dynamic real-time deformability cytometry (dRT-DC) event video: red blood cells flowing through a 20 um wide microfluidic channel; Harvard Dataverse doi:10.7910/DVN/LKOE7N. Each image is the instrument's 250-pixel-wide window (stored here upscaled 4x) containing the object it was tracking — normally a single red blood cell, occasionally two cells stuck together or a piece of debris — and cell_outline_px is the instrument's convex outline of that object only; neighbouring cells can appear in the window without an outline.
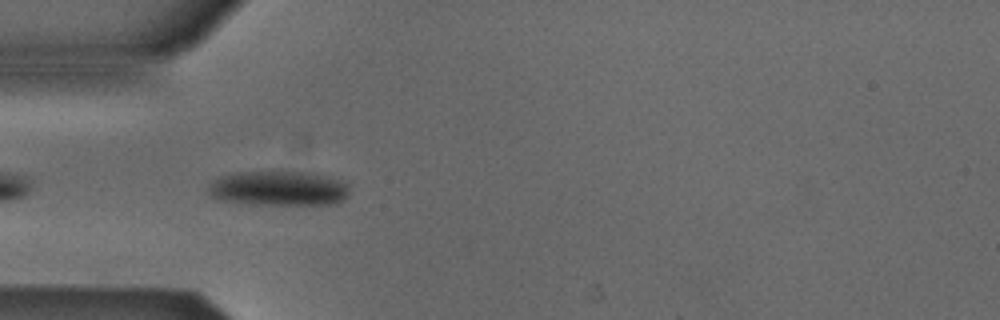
{"species": "Egyptian fruit bat (a non-hibernating species)", "species_latin": "Rousettus aegyptiacus", "temperature_condition": "cold", "stored_images_in_passage": 33, "camera_frame_rate_fps": 3000, "um_per_image_px": 0.085, "animal": {"sex": "male"}, "frame": {"image": 1, "passage_image": 3, "time_ms": 0.667, "image_size_px": [1000, 320], "cell_outline_px": [[348, 196], [344, 200], [336, 204], [248, 204], [224, 200], [212, 196], [208, 192], [208, 188], [220, 176], [236, 172], [308, 172], [328, 176], [344, 180], [348, 184]], "centroid_in_image_um": [23.76, 16.01], "position_along_channel_um": 61.2, "area_um2": 28.55}}
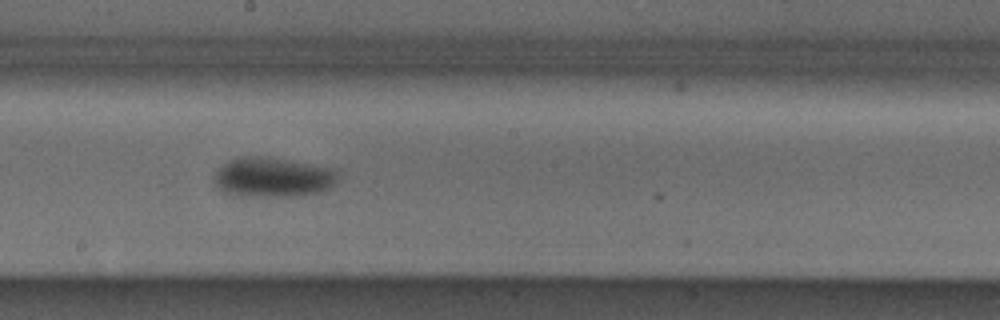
{"frame": {"image": 2, "passage_image": 16, "time_ms": 5.0, "image_size_px": [1000, 320], "cell_outline_px": [[336, 180], [328, 188], [320, 192], [296, 196], [256, 196], [224, 192], [216, 188], [212, 180], [216, 172], [224, 164], [240, 156], [252, 156], [284, 160], [328, 168], [336, 172]], "centroid_in_image_um": [23.11, 15.09], "position_along_channel_um": 225.1, "area_um2": 27.74}}
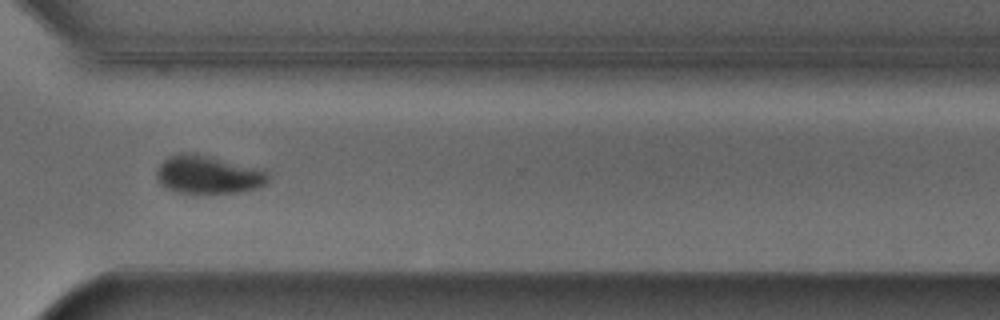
{"frame": {"image": 3, "passage_image": 26, "time_ms": 8.333, "image_size_px": [1000, 320], "cell_outline_px": [[268, 180], [264, 184], [256, 188], [240, 192], [196, 196], [176, 192], [164, 188], [156, 180], [156, 168], [164, 160], [180, 152], [192, 152], [264, 168], [268, 176]], "centroid_in_image_um": [17.66, 14.88], "position_along_channel_um": 352.9, "area_um2": 25.89}, "authors_computed_cell_mechanics": {"area_um2": 27.9174, "velocity_mm_per_s": 3.829, "shape_relaxation_time_tau1_ms": 3.4121, "shape_relaxation_time_tau2_ms": 4.5412, "deformation_change_tau1": 0.1192, "deformation_change_tau2": 0.0603}}